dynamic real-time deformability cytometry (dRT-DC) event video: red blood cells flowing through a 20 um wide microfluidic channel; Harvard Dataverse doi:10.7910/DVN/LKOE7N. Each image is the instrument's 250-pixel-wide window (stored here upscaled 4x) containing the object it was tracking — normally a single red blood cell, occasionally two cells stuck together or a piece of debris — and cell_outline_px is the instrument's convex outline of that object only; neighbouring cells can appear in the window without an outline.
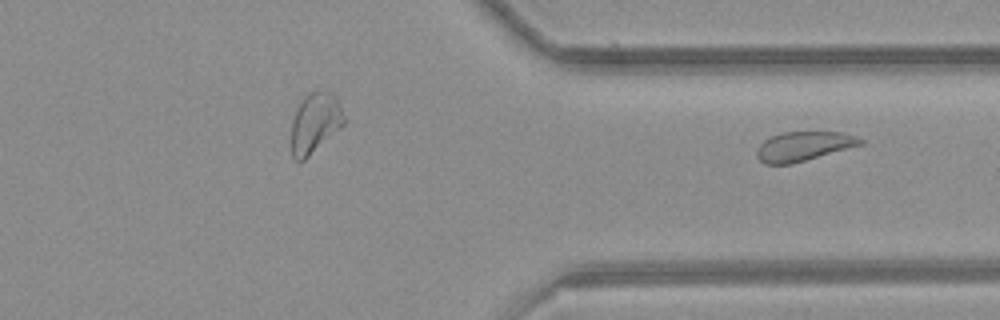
{"species": "common noctule bat (a hibernating species)", "species_latin": "Nyctalus noctula", "temperature_condition": "room temperature", "stored_images_in_passage": 33, "segment_of_instrument_passage": [2, 2], "camera_frame_rate_fps": 3000, "um_per_image_px": 0.085, "animal": {"sex": "female", "body_mass_g": 21.9}, "frame": {"image": 1, "passage_image": 33, "time_ms": 10.667, "image_size_px": [1000, 320], "cell_outline_px": [[864, 144], [804, 160], [788, 164], [764, 164], [756, 156], [756, 148], [764, 140], [780, 132], [840, 132], [856, 136], [864, 140]], "centroid_in_image_um": [68.28, 12.42], "position_along_channel_um": 343.1, "area_um2": 17.57}}